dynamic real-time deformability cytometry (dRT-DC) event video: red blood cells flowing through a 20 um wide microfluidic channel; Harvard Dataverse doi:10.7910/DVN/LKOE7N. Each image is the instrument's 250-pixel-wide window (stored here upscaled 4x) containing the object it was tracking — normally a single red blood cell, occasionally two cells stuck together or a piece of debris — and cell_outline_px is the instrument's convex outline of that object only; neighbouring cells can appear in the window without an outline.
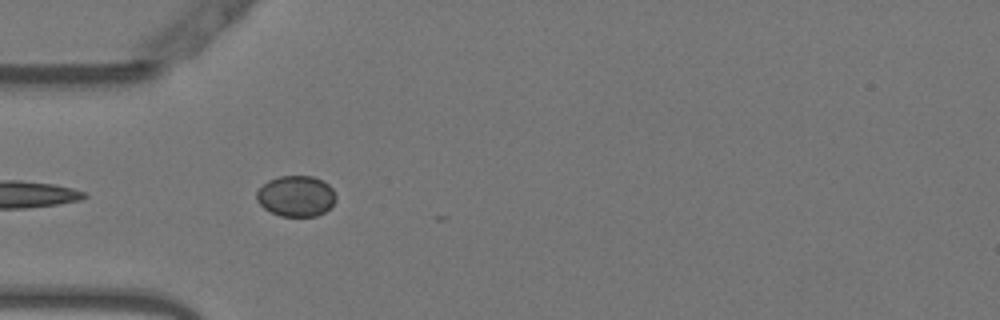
{"species": "Egyptian fruit bat (a non-hibernating species)", "species_latin": "Rousettus aegyptiacus", "temperature_condition": "warm", "stored_images_in_passage": 16, "camera_frame_rate_fps": 3000, "um_per_image_px": 0.085, "animal": {"sex": "female"}, "frame": {"image": 1, "passage_image": 1, "time_ms": 0.0, "image_size_px": [1000, 320], "cell_outline_px": [[336, 200], [324, 212], [316, 216], [280, 216], [264, 208], [256, 200], [256, 192], [268, 180], [280, 176], [312, 176], [328, 184], [332, 188], [336, 196]], "centroid_in_image_um": [25.16, 16.67], "position_along_channel_um": 59.8, "area_um2": 18.73}}